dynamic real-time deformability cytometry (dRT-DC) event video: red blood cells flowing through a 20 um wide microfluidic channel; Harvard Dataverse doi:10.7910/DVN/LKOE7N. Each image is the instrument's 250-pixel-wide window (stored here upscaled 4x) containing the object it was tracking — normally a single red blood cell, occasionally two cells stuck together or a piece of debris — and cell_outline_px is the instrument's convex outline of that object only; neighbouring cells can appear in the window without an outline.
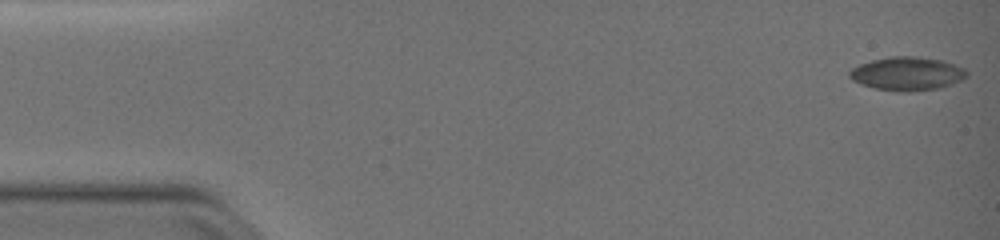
{"species": "common noctule bat (a hibernating species)", "species_latin": "Nyctalus noctula", "temperature_condition": "warm", "stored_images_in_passage": 30, "camera_frame_rate_fps": 3000, "um_per_image_px": 0.085, "animal": {"sex": "female", "body_mass_g": 19.0, "forearm_length_mm": 51.5}, "frame": {"image": 1, "passage_image": 1, "time_ms": 0.0, "image_size_px": [1000, 240], "cell_outline_px": [[968, 76], [952, 84], [940, 88], [908, 92], [872, 88], [860, 84], [852, 80], [848, 76], [848, 72], [852, 68], [860, 64], [872, 60], [888, 56], [916, 56], [944, 60], [964, 68], [968, 72]], "centroid_in_image_um": [77.1, 6.25], "position_along_channel_um": 7.9, "area_um2": 23.12}}
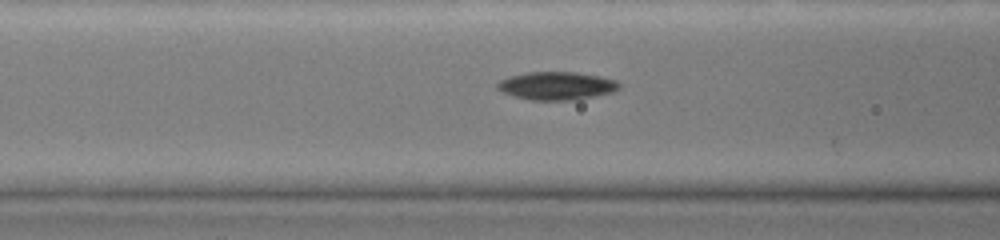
{"frame": {"image": 2, "passage_image": 21, "time_ms": 6.667, "image_size_px": [1000, 240], "cell_outline_px": [[620, 88], [612, 92], [576, 100], [532, 100], [512, 96], [496, 88], [496, 84], [500, 80], [508, 76], [528, 72], [576, 72], [600, 76], [616, 80], [620, 84]], "centroid_in_image_um": [47.3, 7.29], "position_along_channel_um": 119.3, "area_um2": 20.0}}
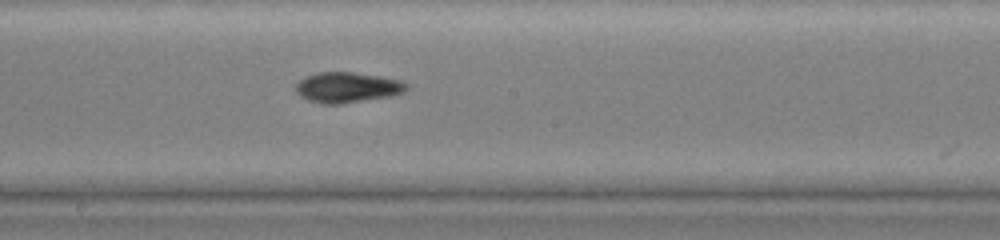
{"frame": {"image": 3, "passage_image": 29, "time_ms": 9.333, "image_size_px": [1000, 240], "cell_outline_px": [[408, 88], [404, 92], [392, 96], [340, 104], [320, 104], [308, 100], [300, 96], [296, 92], [296, 84], [304, 76], [320, 72], [352, 72], [380, 76], [404, 80], [408, 84]], "centroid_in_image_um": [29.54, 7.43], "position_along_channel_um": 218.7, "area_um2": 19.88}}